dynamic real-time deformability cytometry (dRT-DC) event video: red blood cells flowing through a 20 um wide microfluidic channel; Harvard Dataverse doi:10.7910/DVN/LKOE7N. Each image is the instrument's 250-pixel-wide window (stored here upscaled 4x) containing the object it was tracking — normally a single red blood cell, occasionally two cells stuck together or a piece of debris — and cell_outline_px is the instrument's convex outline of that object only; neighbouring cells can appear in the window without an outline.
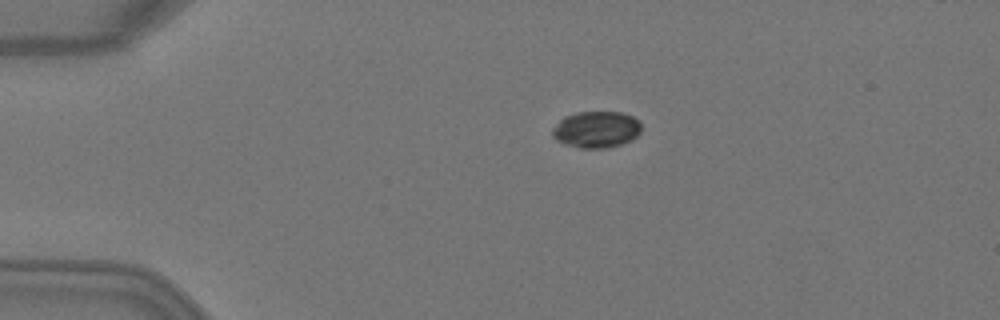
{"species": "Egyptian fruit bat (a non-hibernating species)", "species_latin": "Rousettus aegyptiacus", "temperature_condition": "warm", "stored_images_in_passage": 3, "camera_frame_rate_fps": 3000, "um_per_image_px": 0.085, "animal": {"sex": "female"}, "frame": {"image": 1, "passage_image": 2, "time_ms": 0.333, "image_size_px": [1000, 320], "cell_outline_px": [[640, 132], [632, 140], [608, 148], [580, 148], [564, 144], [556, 140], [552, 136], [552, 128], [564, 116], [576, 112], [620, 112], [632, 116], [640, 120]], "centroid_in_image_um": [50.67, 11.01], "position_along_channel_um": 34.3, "area_um2": 19.07}}